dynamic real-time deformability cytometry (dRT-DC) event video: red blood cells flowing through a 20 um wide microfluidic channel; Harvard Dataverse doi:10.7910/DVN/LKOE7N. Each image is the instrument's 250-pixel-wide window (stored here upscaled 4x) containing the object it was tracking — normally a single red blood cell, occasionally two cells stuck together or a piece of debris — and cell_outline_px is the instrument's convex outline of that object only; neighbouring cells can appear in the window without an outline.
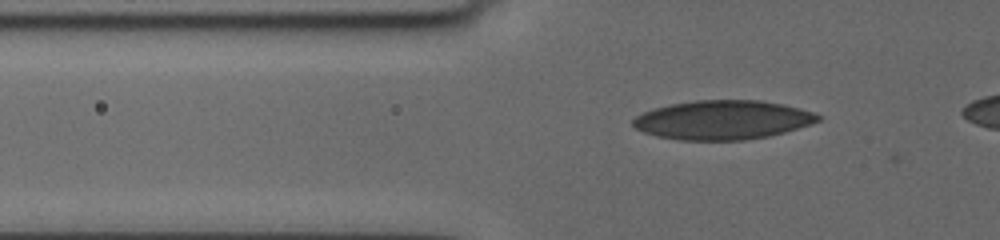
{"species": "human", "species_latin": "Homo sapiens", "temperature_condition": "cold", "stored_images_in_passage": 55, "camera_frame_rate_fps": 3000, "um_per_image_px": 0.085, "donor": {"sex": "female"}, "frame": {"image": 1, "passage_image": 13, "time_ms": 4.0, "image_size_px": [1000, 240], "cell_outline_px": [[820, 120], [784, 132], [768, 136], [744, 140], [680, 140], [656, 136], [644, 132], [636, 128], [632, 124], [632, 120], [636, 116], [652, 108], [672, 104], [696, 100], [760, 100], [784, 104], [800, 108], [812, 112], [820, 116]], "centroid_in_image_um": [61.39, 10.19], "position_along_channel_um": 64.4, "area_um2": 41.96}}
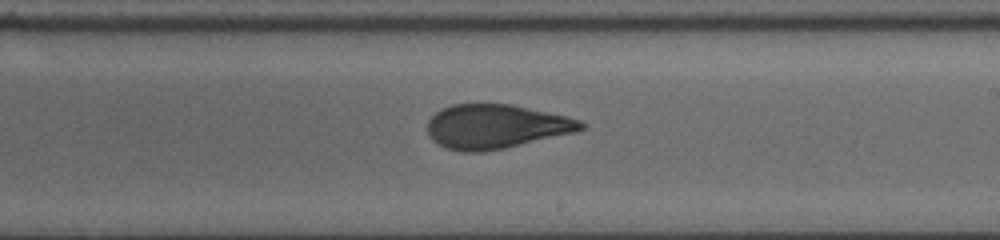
{"frame": {"image": 2, "passage_image": 30, "time_ms": 9.333, "image_size_px": [1000, 240], "cell_outline_px": [[588, 124], [584, 128], [576, 132], [504, 148], [480, 152], [460, 152], [448, 148], [432, 140], [428, 136], [428, 120], [436, 112], [452, 104], [512, 104], [564, 116], [580, 120]], "centroid_in_image_um": [42.15, 10.75], "position_along_channel_um": 246.9, "area_um2": 39.3}}
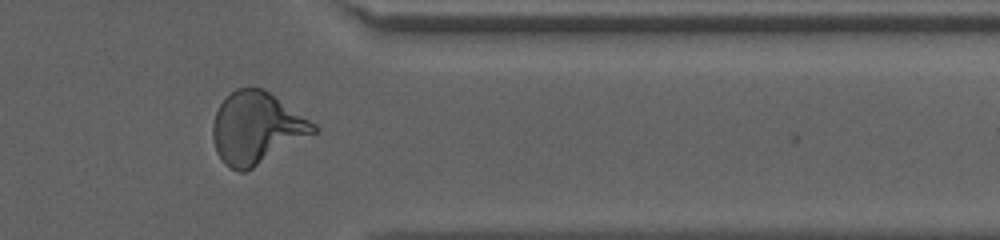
{"frame": {"image": 3, "passage_image": 46, "time_ms": 13.333, "image_size_px": [1000, 240], "cell_outline_px": [[316, 132], [252, 168], [244, 172], [240, 172], [228, 168], [220, 160], [216, 152], [212, 136], [212, 124], [216, 112], [220, 104], [236, 88], [264, 88], [316, 124]], "centroid_in_image_um": [21.76, 10.89], "position_along_channel_um": 389.6, "area_um2": 41.79}}